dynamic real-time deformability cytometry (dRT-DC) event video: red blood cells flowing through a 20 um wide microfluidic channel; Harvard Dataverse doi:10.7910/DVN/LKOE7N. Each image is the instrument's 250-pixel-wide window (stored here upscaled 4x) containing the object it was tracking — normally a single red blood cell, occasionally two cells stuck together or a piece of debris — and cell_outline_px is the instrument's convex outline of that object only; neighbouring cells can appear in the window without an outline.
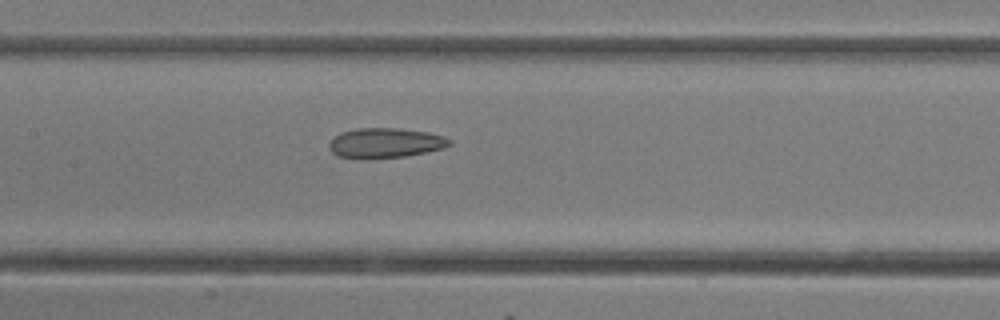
{"species": "common noctule bat (a hibernating species)", "species_latin": "Nyctalus noctula", "temperature_condition": "room temperature", "stored_images_in_passage": 16, "camera_frame_rate_fps": 3000, "um_per_image_px": 0.085, "animal": {"sex": "female"}, "frame": {"image": 1, "passage_image": 14, "time_ms": 4.333, "image_size_px": [1000, 320], "cell_outline_px": [[452, 144], [444, 148], [404, 156], [364, 160], [356, 160], [336, 156], [328, 148], [328, 144], [340, 132], [356, 128], [400, 128], [428, 132], [444, 136], [452, 140]], "centroid_in_image_um": [32.71, 12.17], "position_along_channel_um": 174.7, "area_um2": 21.44}}
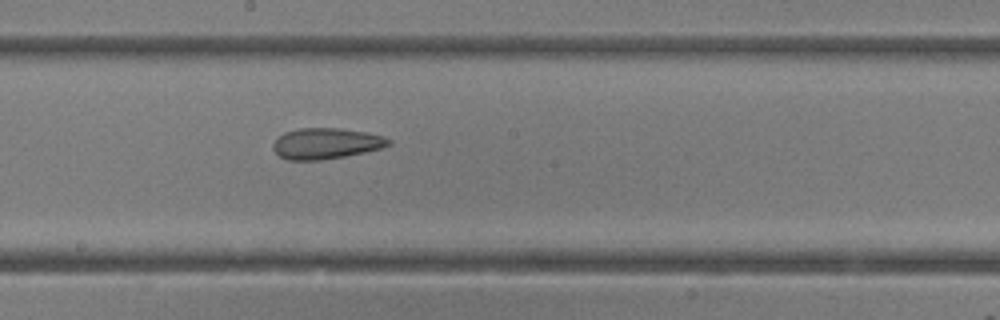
{"frame": {"image": 2, "passage_image": 16, "time_ms": 5.0, "image_size_px": [1000, 320], "cell_outline_px": [[392, 144], [380, 148], [364, 152], [344, 156], [320, 160], [288, 160], [280, 156], [272, 148], [272, 144], [276, 136], [284, 132], [300, 128], [340, 128], [368, 132], [384, 136], [392, 140]], "centroid_in_image_um": [27.7, 12.18], "position_along_channel_um": 220.5, "area_um2": 20.98}}